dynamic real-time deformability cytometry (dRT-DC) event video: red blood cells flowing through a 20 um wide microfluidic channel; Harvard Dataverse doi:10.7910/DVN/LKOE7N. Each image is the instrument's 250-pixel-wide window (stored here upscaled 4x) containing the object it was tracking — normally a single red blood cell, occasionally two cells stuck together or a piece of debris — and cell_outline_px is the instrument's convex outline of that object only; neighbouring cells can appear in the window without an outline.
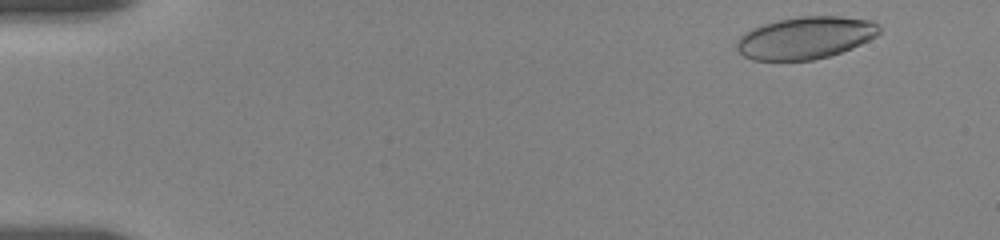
{"species": "human", "species_latin": "Homo sapiens", "temperature_condition": "room temperature", "stored_images_in_passage": 53, "camera_frame_rate_fps": 3000, "um_per_image_px": 0.085, "donor": {"sex": "female"}, "frame": {"image": 1, "passage_image": 3, "time_ms": 0.667, "image_size_px": [1000, 240], "cell_outline_px": [[880, 32], [876, 36], [852, 48], [828, 56], [812, 60], [752, 60], [744, 56], [736, 48], [736, 40], [744, 32], [752, 28], [764, 24], [780, 20], [800, 16], [840, 16], [872, 20], [880, 24]], "centroid_in_image_um": [68.47, 3.2], "position_along_channel_um": 16.5, "area_um2": 35.08}}
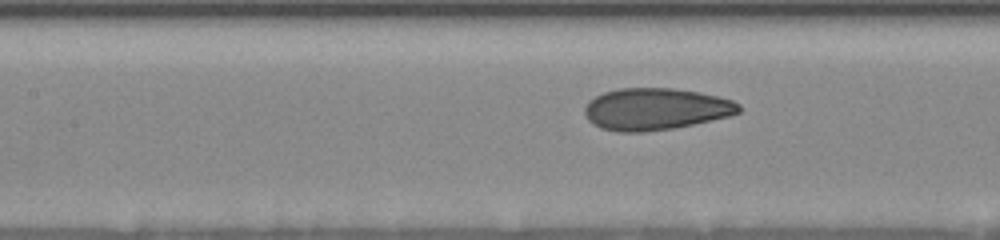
{"frame": {"image": 2, "passage_image": 30, "time_ms": 7.667, "image_size_px": [1000, 240], "cell_outline_px": [[740, 112], [728, 116], [692, 124], [672, 128], [640, 132], [616, 132], [600, 128], [588, 120], [584, 112], [584, 108], [588, 100], [604, 92], [620, 88], [672, 88], [700, 92], [720, 96], [732, 100], [740, 104]], "centroid_in_image_um": [55.7, 9.26], "position_along_channel_um": 151.7, "area_um2": 37.63}}
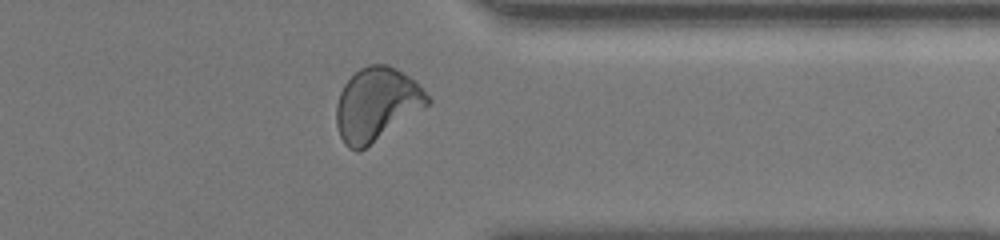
{"frame": {"image": 3, "passage_image": 48, "time_ms": 14.0, "image_size_px": [1000, 240], "cell_outline_px": [[432, 100], [424, 108], [360, 152], [356, 152], [348, 148], [344, 144], [340, 136], [336, 124], [336, 104], [340, 92], [344, 84], [360, 68], [368, 64], [388, 64], [396, 68], [408, 76]], "centroid_in_image_um": [31.97, 8.89], "position_along_channel_um": 379.4, "area_um2": 38.67}, "authors_computed_cell_mechanics": {"area_um2": 36.414, "velocity_mm_per_s": 3.6481, "shape_relaxation_time_tau1_ms": 7.505, "shape_relaxation_time_tau2_ms": 0.9742, "deformation_change_tau1": 0.1913, "deformation_change_tau2": 0.0691}}